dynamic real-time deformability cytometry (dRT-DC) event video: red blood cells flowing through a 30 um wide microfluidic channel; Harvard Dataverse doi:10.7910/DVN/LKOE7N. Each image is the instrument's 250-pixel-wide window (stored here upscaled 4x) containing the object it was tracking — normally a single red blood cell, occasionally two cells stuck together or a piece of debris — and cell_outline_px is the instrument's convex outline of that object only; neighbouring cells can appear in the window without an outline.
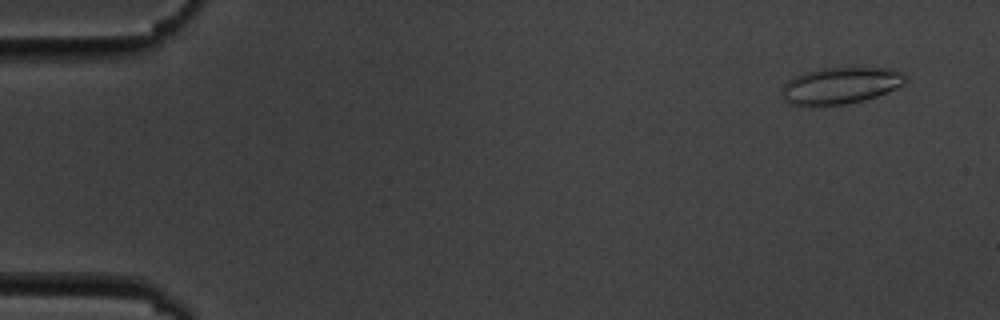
{"species": "common noctule bat (a hibernating species)", "species_latin": "Nyctalus noctula", "temperature_condition": "cold", "stored_images_in_passage": 5, "camera_frame_rate_fps": 3000, "um_per_image_px": 0.085, "animal": {"sex": "male", "body_mass_g": 19.5, "forearm_length_mm": 54.6}, "frame": {"image": 1, "passage_image": 2, "time_ms": 1.0, "image_size_px": [1000, 320], "cell_outline_px": [[908, 80], [904, 84], [896, 88], [876, 96], [864, 100], [848, 104], [788, 104], [784, 100], [784, 84], [788, 80], [804, 72], [820, 68], [888, 68], [904, 72], [908, 76]], "centroid_in_image_um": [71.52, 7.25], "position_along_channel_um": 13.5, "area_um2": 26.07}}
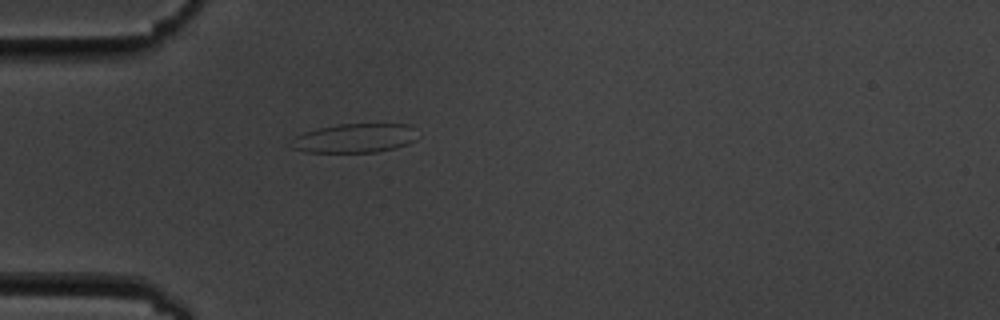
{"frame": {"image": 2, "passage_image": 5, "time_ms": 5.333, "image_size_px": [1000, 320], "cell_outline_px": [[420, 136], [416, 140], [408, 144], [396, 148], [376, 152], [304, 152], [292, 148], [288, 144], [296, 136], [304, 132], [316, 128], [340, 124], [412, 124]], "centroid_in_image_um": [30.19, 11.74], "position_along_channel_um": 54.8, "area_um2": 21.85}}